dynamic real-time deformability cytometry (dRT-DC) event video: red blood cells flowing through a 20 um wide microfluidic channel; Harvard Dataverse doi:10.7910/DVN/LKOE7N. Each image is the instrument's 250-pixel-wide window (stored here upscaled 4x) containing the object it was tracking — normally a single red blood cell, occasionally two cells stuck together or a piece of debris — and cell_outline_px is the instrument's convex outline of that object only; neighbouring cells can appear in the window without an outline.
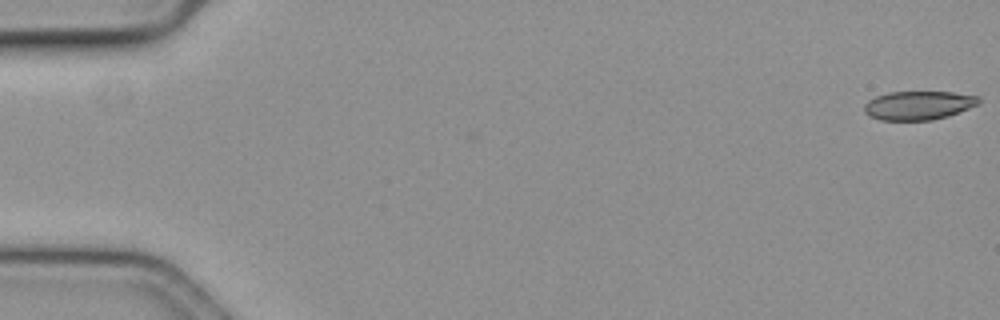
{"species": "common noctule bat (a hibernating species)", "species_latin": "Nyctalus noctula", "temperature_condition": "cold", "stored_images_in_passage": 18, "camera_frame_rate_fps": 3000, "um_per_image_px": 0.085, "animal": {"sex": "female", "body_mass_g": 19.3, "forearm_length_mm": 54.1}, "frame": {"image": 1, "passage_image": 1, "time_ms": 0.0, "image_size_px": [1000, 320], "cell_outline_px": [[980, 104], [948, 116], [932, 120], [880, 120], [868, 116], [864, 112], [864, 104], [868, 100], [876, 96], [888, 92], [952, 92], [980, 96]], "centroid_in_image_um": [78.06, 8.95], "position_along_channel_um": 6.9, "area_um2": 19.36}}
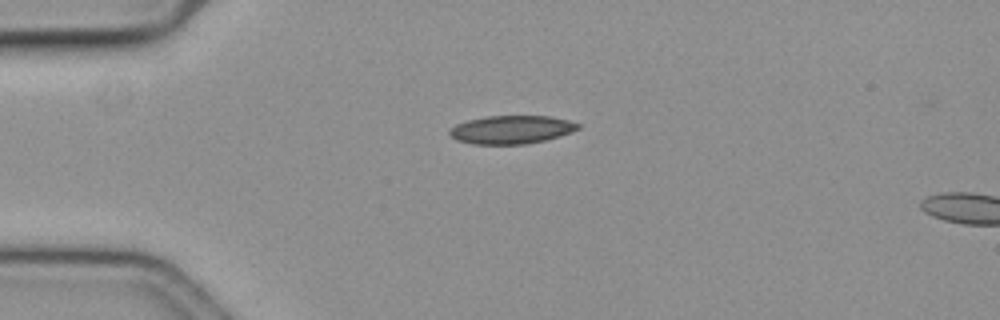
{"frame": {"image": 2, "passage_image": 15, "time_ms": 4.667, "image_size_px": [1000, 320], "cell_outline_px": [[580, 128], [572, 132], [560, 136], [528, 144], [472, 144], [456, 140], [448, 132], [456, 124], [468, 120], [488, 116], [548, 116], [568, 120], [580, 124]], "centroid_in_image_um": [43.49, 11.02], "position_along_channel_um": 41.5, "area_um2": 21.1}}